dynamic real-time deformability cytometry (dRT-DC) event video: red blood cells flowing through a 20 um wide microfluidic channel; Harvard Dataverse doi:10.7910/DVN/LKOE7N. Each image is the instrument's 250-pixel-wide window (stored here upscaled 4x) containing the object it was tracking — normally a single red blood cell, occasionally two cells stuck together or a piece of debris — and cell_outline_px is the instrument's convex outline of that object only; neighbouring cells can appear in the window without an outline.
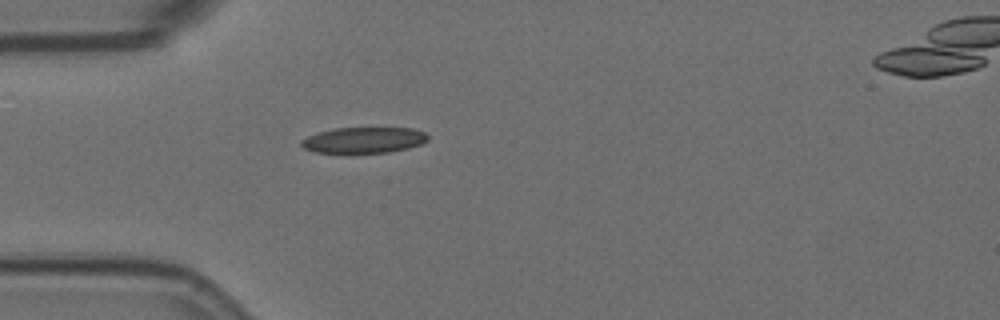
{"species": "Egyptian fruit bat (a non-hibernating species)", "species_latin": "Rousettus aegyptiacus", "temperature_condition": "room temperature", "stored_images_in_passage": 1, "camera_frame_rate_fps": 3000, "um_per_image_px": 0.085, "animal": {"sex": "female"}, "frame": {"image": 1, "passage_image": 1, "time_ms": 0.0, "image_size_px": [1000, 320], "cell_outline_px": [[428, 140], [420, 144], [408, 148], [388, 152], [352, 156], [344, 156], [312, 152], [304, 148], [300, 144], [300, 140], [316, 132], [336, 128], [412, 128], [424, 132], [428, 136]], "centroid_in_image_um": [30.82, 11.96], "position_along_channel_um": 54.2, "area_um2": 20.17}}